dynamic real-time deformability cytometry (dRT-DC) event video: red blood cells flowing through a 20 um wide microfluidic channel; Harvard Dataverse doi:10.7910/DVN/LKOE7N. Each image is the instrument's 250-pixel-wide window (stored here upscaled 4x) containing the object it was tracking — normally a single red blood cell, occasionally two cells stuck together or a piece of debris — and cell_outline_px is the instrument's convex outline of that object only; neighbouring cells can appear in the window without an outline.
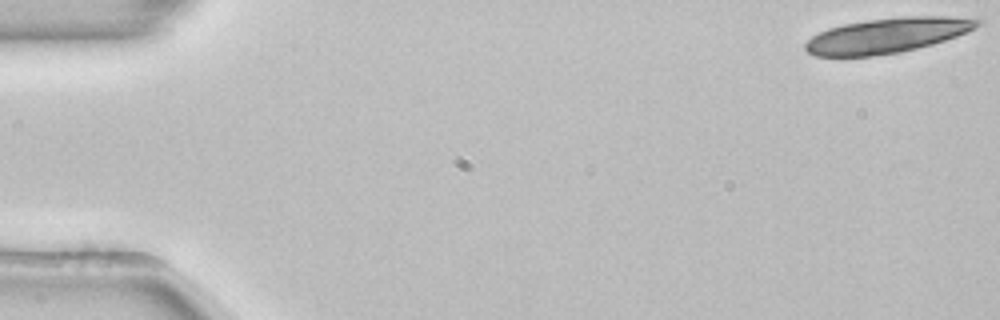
{"species": "common noctule bat (a hibernating species)", "species_latin": "Nyctalus noctula", "temperature_condition": "room temperature", "stored_images_in_passage": 18, "camera_frame_rate_fps": 3000, "um_per_image_px": 0.085, "animal": {"sex": "female", "body_mass_g": 22.7, "forearm_length_mm": 54.2}, "frame": {"image": 1, "passage_image": 1, "time_ms": 0.0, "image_size_px": [1000, 320], "cell_outline_px": [[984, 20], [976, 28], [968, 32], [932, 44], [900, 52], [872, 56], [816, 56], [808, 52], [804, 48], [804, 44], [812, 36], [828, 28], [844, 24], [868, 20], [896, 16], [948, 16]], "centroid_in_image_um": [75.42, 3.0], "position_along_channel_um": 9.6, "area_um2": 35.08}}